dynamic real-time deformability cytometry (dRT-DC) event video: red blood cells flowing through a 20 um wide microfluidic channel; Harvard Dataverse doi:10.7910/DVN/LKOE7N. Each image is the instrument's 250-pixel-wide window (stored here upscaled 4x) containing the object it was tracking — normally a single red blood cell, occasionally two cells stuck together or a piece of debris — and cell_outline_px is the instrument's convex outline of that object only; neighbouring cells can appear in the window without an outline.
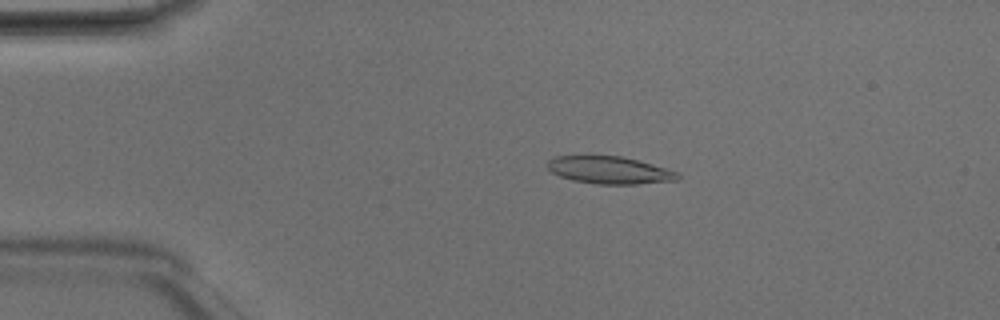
{"species": "Egyptian fruit bat (a non-hibernating species)", "species_latin": "Rousettus aegyptiacus", "temperature_condition": "room temperature", "stored_images_in_passage": 48, "camera_frame_rate_fps": 3000, "um_per_image_px": 0.085, "animal": {"sex": "male"}, "frame": {"image": 1, "passage_image": 10, "time_ms": 3.0, "image_size_px": [1000, 320], "cell_outline_px": [[680, 180], [636, 184], [596, 184], [572, 180], [560, 176], [552, 172], [548, 168], [548, 160], [556, 156], [620, 156], [636, 160], [680, 172]], "centroid_in_image_um": [51.84, 14.47], "position_along_channel_um": 33.2, "area_um2": 20.69}}
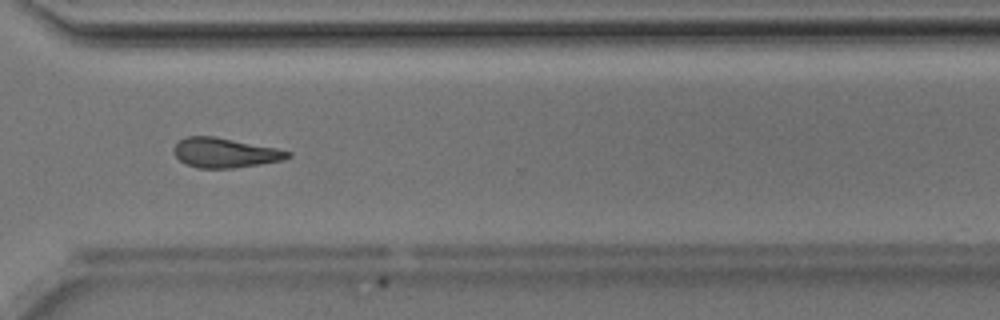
{"frame": {"image": 2, "passage_image": 36, "time_ms": 11.667, "image_size_px": [1000, 320], "cell_outline_px": [[292, 156], [284, 160], [260, 164], [232, 168], [196, 168], [184, 164], [172, 152], [172, 148], [180, 140], [188, 136], [212, 136], [276, 148], [292, 152]], "centroid_in_image_um": [19.1, 13.0], "position_along_channel_um": 351.5, "area_um2": 19.71}}
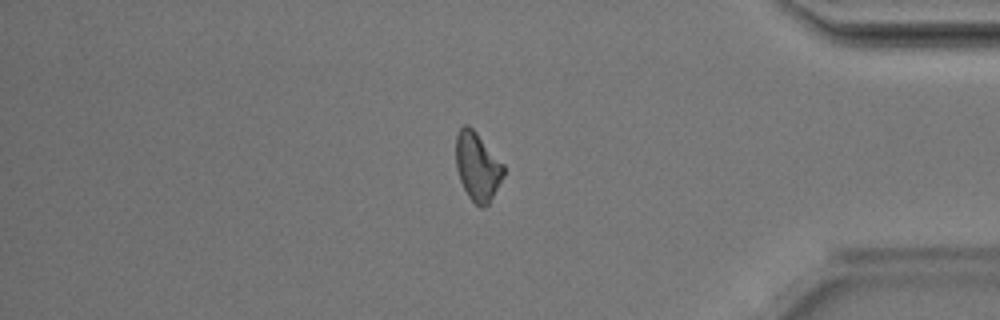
{"frame": {"image": 3, "passage_image": 41, "time_ms": 13.333, "image_size_px": [1000, 320], "cell_outline_px": [[504, 176], [488, 204], [484, 208], [480, 208], [468, 196], [460, 180], [456, 168], [456, 136], [460, 128], [464, 124], [468, 124], [476, 132], [504, 164]], "centroid_in_image_um": [40.58, 14.15], "position_along_channel_um": 394.6, "area_um2": 18.96}, "authors_computed_cell_mechanics": {"area_um2": 19.9988, "velocity_mm_per_s": 4.1941, "shape_relaxation_time_tau1_ms": 5.3811, "shape_relaxation_time_tau2_ms": 4.1354, "deformation_change_tau1": 0.149, "deformation_change_tau2": 0.1276}}